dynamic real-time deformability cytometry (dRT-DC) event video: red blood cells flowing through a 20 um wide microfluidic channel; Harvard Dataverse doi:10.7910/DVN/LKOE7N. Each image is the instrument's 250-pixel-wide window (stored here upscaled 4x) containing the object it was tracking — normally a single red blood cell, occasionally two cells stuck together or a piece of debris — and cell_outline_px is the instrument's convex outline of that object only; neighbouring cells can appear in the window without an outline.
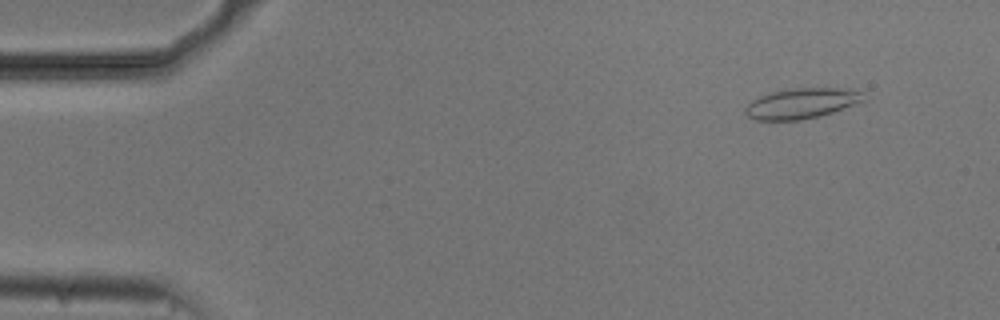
{"species": "common noctule bat (a hibernating species)", "species_latin": "Nyctalus noctula", "temperature_condition": "cold", "stored_images_in_passage": 54, "camera_frame_rate_fps": 3000, "um_per_image_px": 0.085, "animal": {"sex": "male", "body_mass_g": 20.5, "forearm_length_mm": 52.5}, "frame": {"image": 1, "passage_image": 5, "time_ms": 1.333, "image_size_px": [1000, 320], "cell_outline_px": [[864, 100], [832, 112], [820, 116], [800, 120], [756, 120], [748, 116], [744, 112], [744, 108], [752, 100], [768, 92], [796, 88], [836, 88], [864, 92]], "centroid_in_image_um": [68.08, 8.79], "position_along_channel_um": 16.9, "area_um2": 20.75}}
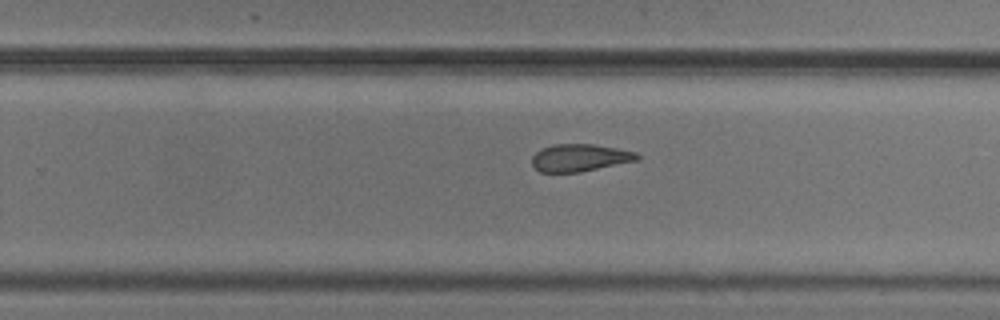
{"frame": {"image": 2, "passage_image": 34, "time_ms": 11.0, "image_size_px": [1000, 320], "cell_outline_px": [[640, 160], [580, 172], [540, 172], [532, 164], [532, 156], [536, 152], [552, 144], [596, 144], [636, 152], [640, 156]], "centroid_in_image_um": [49.31, 13.4], "position_along_channel_um": 280.5, "area_um2": 16.82}}
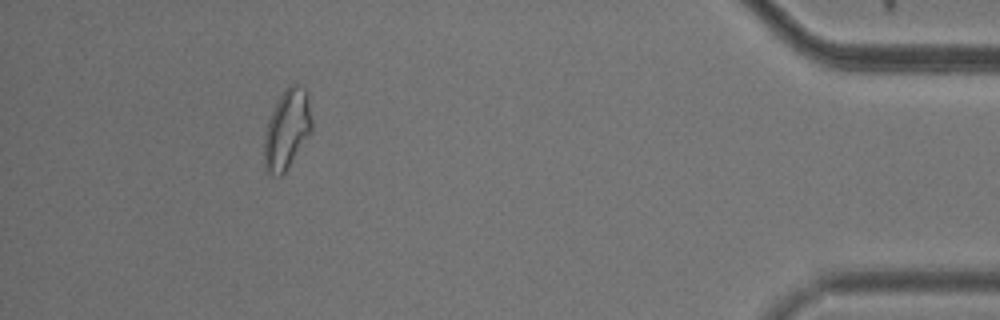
{"frame": {"image": 3, "passage_image": 49, "time_ms": 16.0, "image_size_px": [1000, 320], "cell_outline_px": [[312, 132], [284, 172], [280, 176], [276, 176], [268, 172], [264, 168], [264, 132], [268, 120], [276, 100], [284, 88], [288, 84], [300, 84], [308, 92], [312, 120]], "centroid_in_image_um": [24.39, 10.93], "position_along_channel_um": 410.8, "area_um2": 22.48}, "authors_computed_cell_mechanics": {"area_um2": 19.3919, "velocity_mm_per_s": 3.7419, "shape_relaxation_time_tau1_ms": null, "shape_relaxation_time_tau2_ms": 1.967, "deformation_change_tau1": null, "deformation_change_tau2": 0.0907}}